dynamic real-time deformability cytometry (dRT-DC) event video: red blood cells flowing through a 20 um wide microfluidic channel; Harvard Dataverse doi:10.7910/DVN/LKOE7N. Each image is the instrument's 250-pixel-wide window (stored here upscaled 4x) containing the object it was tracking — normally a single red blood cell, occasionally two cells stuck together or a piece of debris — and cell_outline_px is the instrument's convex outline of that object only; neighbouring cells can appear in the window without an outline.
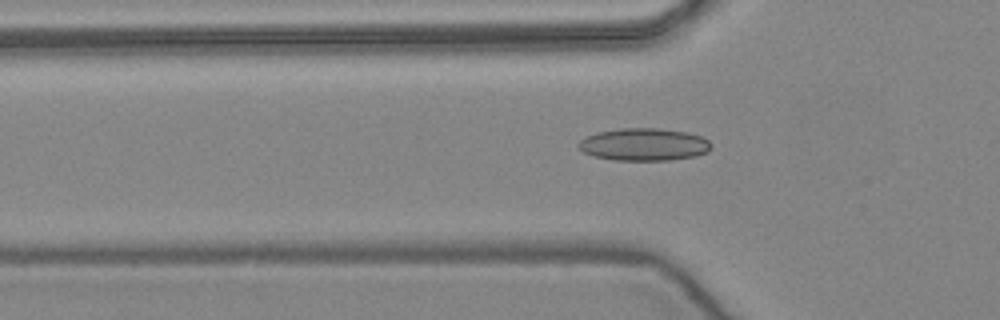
{"species": "common noctule bat (a hibernating species)", "species_latin": "Nyctalus noctula", "temperature_condition": "warm", "stored_images_in_passage": 37, "camera_frame_rate_fps": 3000, "um_per_image_px": 0.085, "animal": {"sex": "female", "body_mass_g": 24.6, "forearm_length_mm": 56.2}, "frame": {"image": 1, "passage_image": 14, "time_ms": 4.333, "image_size_px": [1000, 320], "cell_outline_px": [[712, 148], [708, 152], [696, 156], [672, 160], [612, 160], [592, 156], [584, 152], [576, 144], [580, 140], [596, 132], [620, 128], [660, 128], [688, 132], [700, 136], [708, 140], [712, 144]], "centroid_in_image_um": [54.75, 12.28], "position_along_channel_um": 71.0, "area_um2": 25.37}}
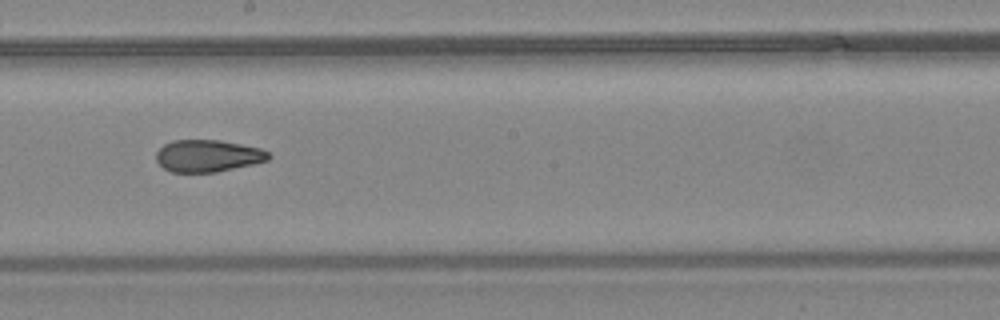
{"frame": {"image": 2, "passage_image": 26, "time_ms": 8.333, "image_size_px": [1000, 320], "cell_outline_px": [[272, 156], [268, 160], [252, 164], [216, 172], [172, 172], [164, 168], [156, 160], [156, 152], [164, 144], [172, 140], [220, 140], [260, 148], [268, 152]], "centroid_in_image_um": [17.66, 13.24], "position_along_channel_um": 230.5, "area_um2": 20.92}}
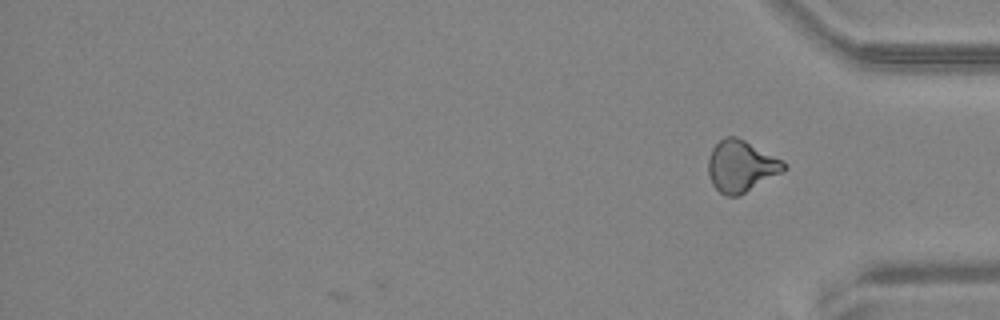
{"frame": {"image": 3, "passage_image": 37, "time_ms": 12.0, "image_size_px": [1000, 320], "cell_outline_px": [[788, 168], [784, 172], [740, 196], [724, 196], [712, 184], [708, 172], [708, 160], [712, 148], [724, 136], [736, 136], [784, 160], [788, 164]], "centroid_in_image_um": [63.03, 14.14], "position_along_channel_um": 372.2, "area_um2": 23.12}, "authors_computed_cell_mechanics": {"area_um2": 21.8484, "velocity_mm_per_s": 3.9583, "shape_relaxation_time_tau1_ms": null, "shape_relaxation_time_tau2_ms": 2.0929, "deformation_change_tau1": null, "deformation_change_tau2": 0.0874}}